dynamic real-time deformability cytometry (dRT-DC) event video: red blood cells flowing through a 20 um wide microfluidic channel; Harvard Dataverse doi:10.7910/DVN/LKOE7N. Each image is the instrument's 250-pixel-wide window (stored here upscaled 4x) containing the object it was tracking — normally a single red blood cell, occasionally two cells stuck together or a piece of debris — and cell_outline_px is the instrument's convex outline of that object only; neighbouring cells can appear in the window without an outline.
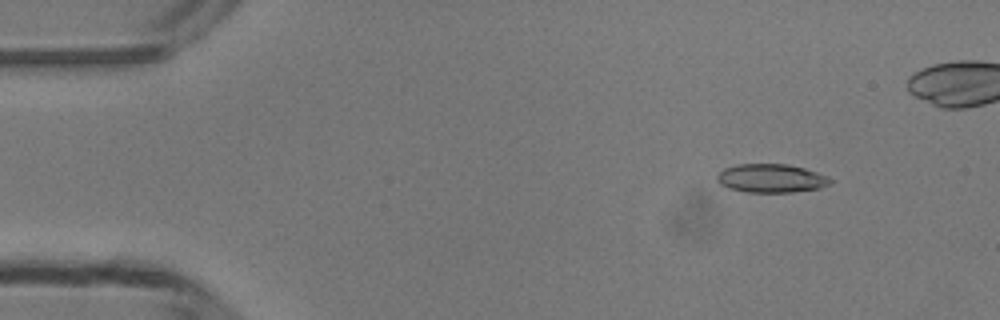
{"species": "common noctule bat (a hibernating species)", "species_latin": "Nyctalus noctula", "temperature_condition": "room temperature", "stored_images_in_passage": 44, "camera_frame_rate_fps": 3000, "um_per_image_px": 0.085, "animal": {"sex": "male", "body_mass_g": 13.3}, "frame": {"image": 1, "passage_image": 6, "time_ms": 1.667, "image_size_px": [1000, 320], "cell_outline_px": [[832, 184], [820, 188], [792, 192], [748, 192], [728, 188], [720, 184], [716, 180], [716, 176], [724, 168], [736, 164], [788, 164], [804, 168], [828, 176], [832, 180]], "centroid_in_image_um": [65.55, 15.15], "position_along_channel_um": 19.4, "area_um2": 18.96}}
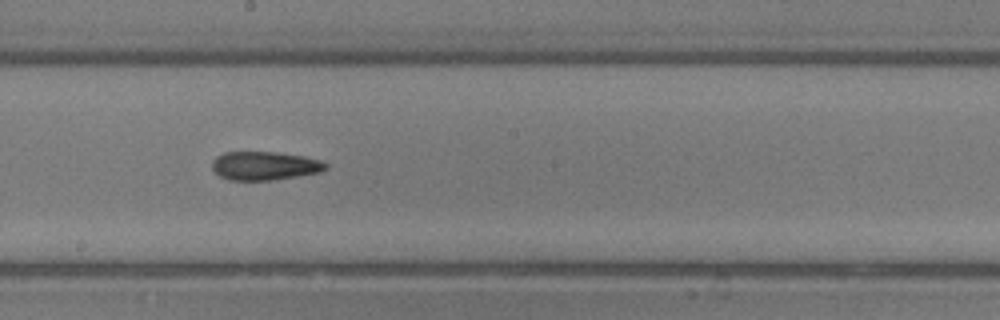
{"frame": {"image": 2, "passage_image": 27, "time_ms": 8.667, "image_size_px": [1000, 320], "cell_outline_px": [[328, 168], [320, 172], [272, 180], [228, 180], [220, 176], [212, 168], [212, 160], [216, 156], [224, 152], [276, 152], [304, 156], [320, 160], [328, 164]], "centroid_in_image_um": [22.49, 14.08], "position_along_channel_um": 225.7, "area_um2": 18.96}}
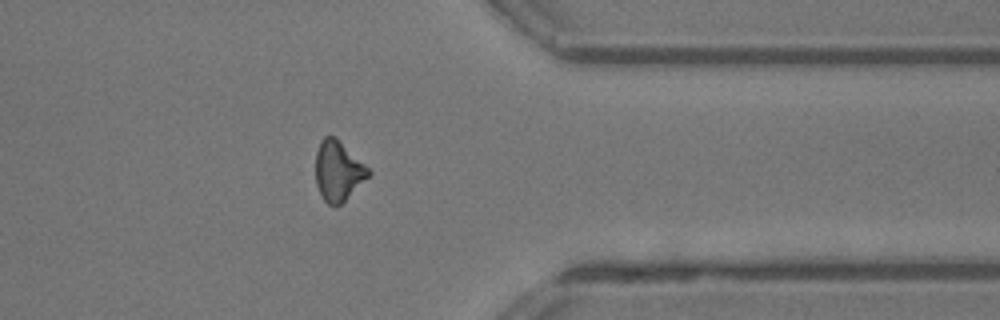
{"frame": {"image": 3, "passage_image": 39, "time_ms": 12.667, "image_size_px": [1000, 320], "cell_outline_px": [[372, 172], [340, 204], [328, 204], [324, 200], [316, 184], [316, 152], [320, 140], [324, 136], [336, 136]], "centroid_in_image_um": [28.71, 14.48], "position_along_channel_um": 382.7, "area_um2": 18.03}}